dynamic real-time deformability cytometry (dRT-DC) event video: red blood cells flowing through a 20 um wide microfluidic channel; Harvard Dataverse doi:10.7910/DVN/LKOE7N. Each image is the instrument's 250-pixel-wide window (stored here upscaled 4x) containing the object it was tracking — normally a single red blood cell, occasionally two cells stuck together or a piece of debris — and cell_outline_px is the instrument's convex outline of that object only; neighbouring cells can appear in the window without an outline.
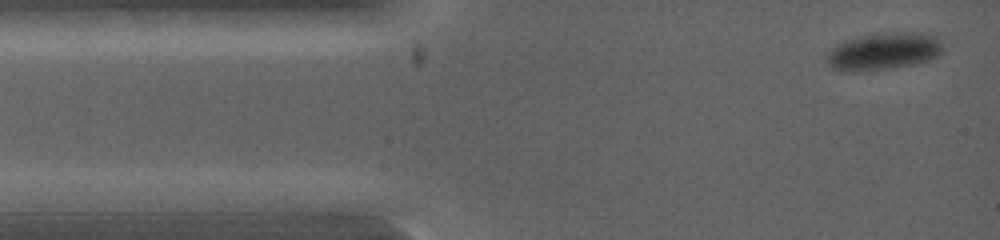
{"species": "common noctule bat (a hibernating species)", "species_latin": "Nyctalus noctula", "temperature_condition": "warm", "stored_images_in_passage": 13, "camera_frame_rate_fps": 5000, "um_per_image_px": 0.085, "animal": {"sex": "female", "body_mass_g": 19.0, "forearm_length_mm": 53.3}, "frame": {"image": 1, "passage_image": 1, "time_ms": 0.0, "image_size_px": [1000, 240], "cell_outline_px": [[944, 52], [928, 60], [916, 64], [892, 68], [832, 68], [824, 60], [828, 52], [836, 44], [844, 40], [880, 32], [940, 32], [944, 48]], "centroid_in_image_um": [75.28, 4.27], "position_along_channel_um": 9.7, "area_um2": 25.26}}
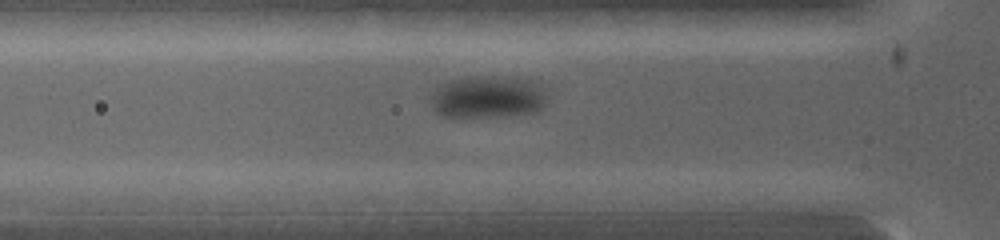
{"frame": {"image": 2, "passage_image": 8, "time_ms": 2.6, "image_size_px": [1000, 240], "cell_outline_px": [[548, 96], [544, 108], [536, 112], [508, 116], [440, 116], [432, 108], [432, 96], [436, 88], [444, 80], [464, 76], [528, 76], [536, 80], [548, 88]], "centroid_in_image_um": [41.58, 8.18], "position_along_channel_um": 84.2, "area_um2": 30.11}}
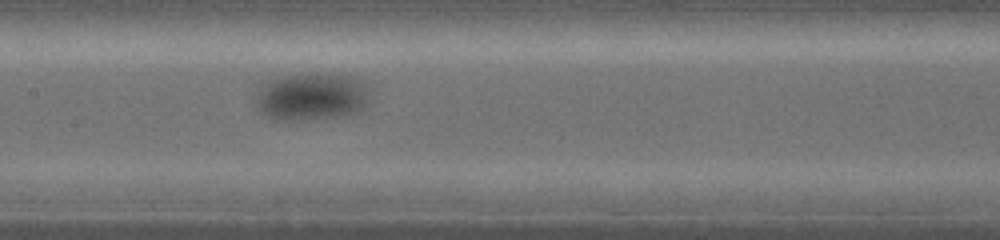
{"frame": {"image": 3, "passage_image": 13, "time_ms": 4.4, "image_size_px": [1000, 240], "cell_outline_px": [[372, 100], [360, 112], [344, 116], [284, 120], [268, 116], [256, 104], [256, 88], [276, 76], [300, 72], [332, 72], [364, 80], [368, 88]], "centroid_in_image_um": [26.56, 8.14], "position_along_channel_um": 180.8, "area_um2": 32.66}}